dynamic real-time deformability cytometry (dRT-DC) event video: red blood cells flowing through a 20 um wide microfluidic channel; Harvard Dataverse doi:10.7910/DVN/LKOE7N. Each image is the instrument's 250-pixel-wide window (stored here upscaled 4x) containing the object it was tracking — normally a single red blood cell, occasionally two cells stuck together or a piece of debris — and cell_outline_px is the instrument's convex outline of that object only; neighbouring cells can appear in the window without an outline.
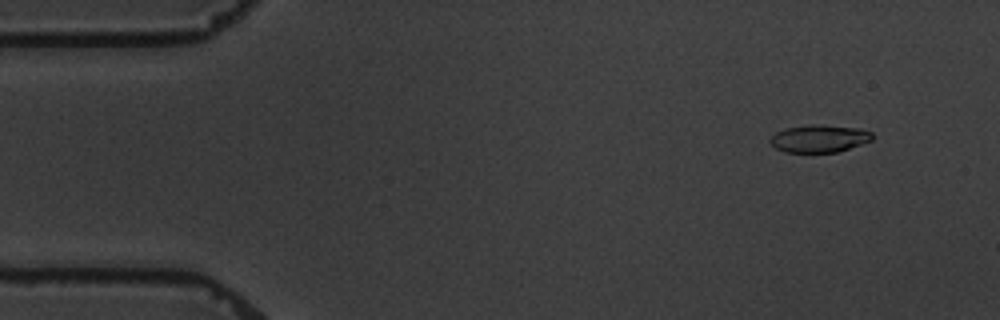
{"species": "common noctule bat (a hibernating species)", "species_latin": "Nyctalus noctula", "temperature_condition": "warm", "stored_images_in_passage": 5, "camera_frame_rate_fps": 3000, "um_per_image_px": 0.085, "animal": {"sex": "male", "body_mass_g": 19.5, "forearm_length_mm": 54.6}, "frame": {"image": 1, "passage_image": 2, "time_ms": 1.0, "image_size_px": [1000, 320], "cell_outline_px": [[872, 140], [836, 152], [784, 152], [776, 148], [768, 140], [776, 132], [784, 128], [812, 124], [860, 128], [872, 132]], "centroid_in_image_um": [69.61, 11.77], "position_along_channel_um": 15.4, "area_um2": 16.24}}
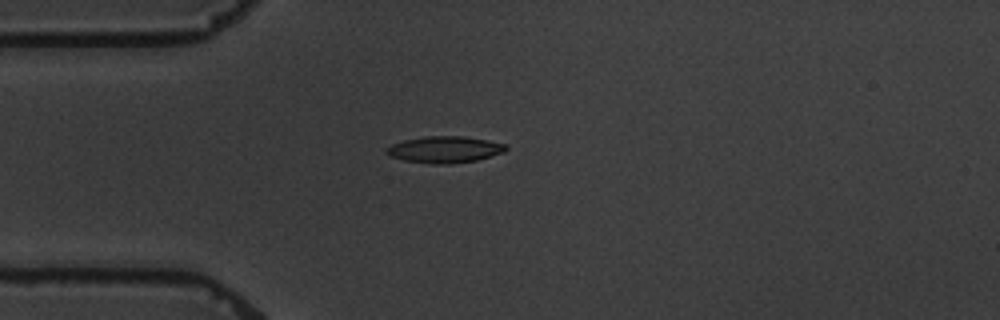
{"frame": {"image": 2, "passage_image": 5, "time_ms": 4.333, "image_size_px": [1000, 320], "cell_outline_px": [[508, 148], [504, 152], [476, 160], [448, 164], [432, 164], [404, 160], [388, 156], [384, 152], [384, 148], [392, 144], [404, 140], [424, 136], [464, 136], [504, 144]], "centroid_in_image_um": [37.72, 12.71], "position_along_channel_um": 47.3, "area_um2": 18.44}}